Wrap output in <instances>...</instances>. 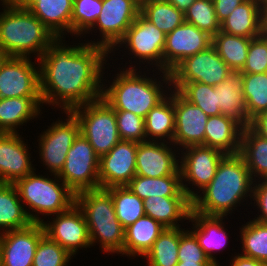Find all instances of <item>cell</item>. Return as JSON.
Listing matches in <instances>:
<instances>
[{
    "label": "cell",
    "mask_w": 267,
    "mask_h": 266,
    "mask_svg": "<svg viewBox=\"0 0 267 266\" xmlns=\"http://www.w3.org/2000/svg\"><path fill=\"white\" fill-rule=\"evenodd\" d=\"M243 245L242 256L261 262L267 261V224L252 220L240 231Z\"/></svg>",
    "instance_id": "cell-39"
},
{
    "label": "cell",
    "mask_w": 267,
    "mask_h": 266,
    "mask_svg": "<svg viewBox=\"0 0 267 266\" xmlns=\"http://www.w3.org/2000/svg\"><path fill=\"white\" fill-rule=\"evenodd\" d=\"M175 131L172 143L185 148L204 145L208 116L173 89Z\"/></svg>",
    "instance_id": "cell-19"
},
{
    "label": "cell",
    "mask_w": 267,
    "mask_h": 266,
    "mask_svg": "<svg viewBox=\"0 0 267 266\" xmlns=\"http://www.w3.org/2000/svg\"><path fill=\"white\" fill-rule=\"evenodd\" d=\"M45 235L42 223L0 233L1 266H32L40 239Z\"/></svg>",
    "instance_id": "cell-17"
},
{
    "label": "cell",
    "mask_w": 267,
    "mask_h": 266,
    "mask_svg": "<svg viewBox=\"0 0 267 266\" xmlns=\"http://www.w3.org/2000/svg\"><path fill=\"white\" fill-rule=\"evenodd\" d=\"M166 34L148 21L141 13L128 28L125 36L118 44H126L129 51L144 62H155L159 71L163 73V80L171 85L170 73L163 72V50ZM154 60V61H153ZM160 67V68H159Z\"/></svg>",
    "instance_id": "cell-11"
},
{
    "label": "cell",
    "mask_w": 267,
    "mask_h": 266,
    "mask_svg": "<svg viewBox=\"0 0 267 266\" xmlns=\"http://www.w3.org/2000/svg\"><path fill=\"white\" fill-rule=\"evenodd\" d=\"M145 214L165 228H179L177 221L189 219L192 200L189 197L151 196L143 200Z\"/></svg>",
    "instance_id": "cell-27"
},
{
    "label": "cell",
    "mask_w": 267,
    "mask_h": 266,
    "mask_svg": "<svg viewBox=\"0 0 267 266\" xmlns=\"http://www.w3.org/2000/svg\"><path fill=\"white\" fill-rule=\"evenodd\" d=\"M62 44V37L56 38L37 60L40 95L43 104H61L64 112H70L101 97L102 66L109 52L89 43Z\"/></svg>",
    "instance_id": "cell-1"
},
{
    "label": "cell",
    "mask_w": 267,
    "mask_h": 266,
    "mask_svg": "<svg viewBox=\"0 0 267 266\" xmlns=\"http://www.w3.org/2000/svg\"><path fill=\"white\" fill-rule=\"evenodd\" d=\"M231 266H264V262L242 255L234 256Z\"/></svg>",
    "instance_id": "cell-50"
},
{
    "label": "cell",
    "mask_w": 267,
    "mask_h": 266,
    "mask_svg": "<svg viewBox=\"0 0 267 266\" xmlns=\"http://www.w3.org/2000/svg\"><path fill=\"white\" fill-rule=\"evenodd\" d=\"M126 186L142 200L151 196L188 197L182 190L181 174L158 178L135 175Z\"/></svg>",
    "instance_id": "cell-31"
},
{
    "label": "cell",
    "mask_w": 267,
    "mask_h": 266,
    "mask_svg": "<svg viewBox=\"0 0 267 266\" xmlns=\"http://www.w3.org/2000/svg\"><path fill=\"white\" fill-rule=\"evenodd\" d=\"M118 133L121 140L137 143L150 141L145 135V119L129 111L115 110Z\"/></svg>",
    "instance_id": "cell-44"
},
{
    "label": "cell",
    "mask_w": 267,
    "mask_h": 266,
    "mask_svg": "<svg viewBox=\"0 0 267 266\" xmlns=\"http://www.w3.org/2000/svg\"><path fill=\"white\" fill-rule=\"evenodd\" d=\"M255 133L267 139V111L259 113L248 125Z\"/></svg>",
    "instance_id": "cell-49"
},
{
    "label": "cell",
    "mask_w": 267,
    "mask_h": 266,
    "mask_svg": "<svg viewBox=\"0 0 267 266\" xmlns=\"http://www.w3.org/2000/svg\"><path fill=\"white\" fill-rule=\"evenodd\" d=\"M0 13V44L9 57H28L37 53L39 59L56 39L52 32L29 10L13 2L2 4Z\"/></svg>",
    "instance_id": "cell-3"
},
{
    "label": "cell",
    "mask_w": 267,
    "mask_h": 266,
    "mask_svg": "<svg viewBox=\"0 0 267 266\" xmlns=\"http://www.w3.org/2000/svg\"><path fill=\"white\" fill-rule=\"evenodd\" d=\"M261 36L265 39L267 42V30H261Z\"/></svg>",
    "instance_id": "cell-57"
},
{
    "label": "cell",
    "mask_w": 267,
    "mask_h": 266,
    "mask_svg": "<svg viewBox=\"0 0 267 266\" xmlns=\"http://www.w3.org/2000/svg\"><path fill=\"white\" fill-rule=\"evenodd\" d=\"M71 254L44 235L36 248L32 266H68Z\"/></svg>",
    "instance_id": "cell-43"
},
{
    "label": "cell",
    "mask_w": 267,
    "mask_h": 266,
    "mask_svg": "<svg viewBox=\"0 0 267 266\" xmlns=\"http://www.w3.org/2000/svg\"><path fill=\"white\" fill-rule=\"evenodd\" d=\"M29 11L35 15L56 38H63L64 31L71 33L73 0H39Z\"/></svg>",
    "instance_id": "cell-30"
},
{
    "label": "cell",
    "mask_w": 267,
    "mask_h": 266,
    "mask_svg": "<svg viewBox=\"0 0 267 266\" xmlns=\"http://www.w3.org/2000/svg\"><path fill=\"white\" fill-rule=\"evenodd\" d=\"M53 222L42 225L51 240L57 242L71 255L77 253L78 248H90L91 241L88 226L81 209L74 203L68 210L56 214Z\"/></svg>",
    "instance_id": "cell-16"
},
{
    "label": "cell",
    "mask_w": 267,
    "mask_h": 266,
    "mask_svg": "<svg viewBox=\"0 0 267 266\" xmlns=\"http://www.w3.org/2000/svg\"><path fill=\"white\" fill-rule=\"evenodd\" d=\"M215 91L221 114L234 118L243 127L248 126L246 101L243 95V73L230 71L226 79L215 86Z\"/></svg>",
    "instance_id": "cell-25"
},
{
    "label": "cell",
    "mask_w": 267,
    "mask_h": 266,
    "mask_svg": "<svg viewBox=\"0 0 267 266\" xmlns=\"http://www.w3.org/2000/svg\"><path fill=\"white\" fill-rule=\"evenodd\" d=\"M28 57H8L0 65V98L41 97L39 70Z\"/></svg>",
    "instance_id": "cell-14"
},
{
    "label": "cell",
    "mask_w": 267,
    "mask_h": 266,
    "mask_svg": "<svg viewBox=\"0 0 267 266\" xmlns=\"http://www.w3.org/2000/svg\"><path fill=\"white\" fill-rule=\"evenodd\" d=\"M195 0H167V2L174 5L178 10L183 13L191 6Z\"/></svg>",
    "instance_id": "cell-51"
},
{
    "label": "cell",
    "mask_w": 267,
    "mask_h": 266,
    "mask_svg": "<svg viewBox=\"0 0 267 266\" xmlns=\"http://www.w3.org/2000/svg\"><path fill=\"white\" fill-rule=\"evenodd\" d=\"M243 126L225 115L208 117L205 127L204 146L216 148L225 154L240 152Z\"/></svg>",
    "instance_id": "cell-22"
},
{
    "label": "cell",
    "mask_w": 267,
    "mask_h": 266,
    "mask_svg": "<svg viewBox=\"0 0 267 266\" xmlns=\"http://www.w3.org/2000/svg\"><path fill=\"white\" fill-rule=\"evenodd\" d=\"M9 57V55L4 50L3 46L0 44V65Z\"/></svg>",
    "instance_id": "cell-55"
},
{
    "label": "cell",
    "mask_w": 267,
    "mask_h": 266,
    "mask_svg": "<svg viewBox=\"0 0 267 266\" xmlns=\"http://www.w3.org/2000/svg\"><path fill=\"white\" fill-rule=\"evenodd\" d=\"M59 178L52 180L32 172L18 179L16 186L20 200L32 212L45 215L59 214L75 203V193ZM62 182V183H60Z\"/></svg>",
    "instance_id": "cell-6"
},
{
    "label": "cell",
    "mask_w": 267,
    "mask_h": 266,
    "mask_svg": "<svg viewBox=\"0 0 267 266\" xmlns=\"http://www.w3.org/2000/svg\"><path fill=\"white\" fill-rule=\"evenodd\" d=\"M246 0H213L215 13L221 23L229 14Z\"/></svg>",
    "instance_id": "cell-48"
},
{
    "label": "cell",
    "mask_w": 267,
    "mask_h": 266,
    "mask_svg": "<svg viewBox=\"0 0 267 266\" xmlns=\"http://www.w3.org/2000/svg\"><path fill=\"white\" fill-rule=\"evenodd\" d=\"M176 266H217L215 263L178 262Z\"/></svg>",
    "instance_id": "cell-53"
},
{
    "label": "cell",
    "mask_w": 267,
    "mask_h": 266,
    "mask_svg": "<svg viewBox=\"0 0 267 266\" xmlns=\"http://www.w3.org/2000/svg\"><path fill=\"white\" fill-rule=\"evenodd\" d=\"M267 30V9H262V29Z\"/></svg>",
    "instance_id": "cell-54"
},
{
    "label": "cell",
    "mask_w": 267,
    "mask_h": 266,
    "mask_svg": "<svg viewBox=\"0 0 267 266\" xmlns=\"http://www.w3.org/2000/svg\"><path fill=\"white\" fill-rule=\"evenodd\" d=\"M138 143L120 140L99 161L100 188L126 186L136 175V153Z\"/></svg>",
    "instance_id": "cell-18"
},
{
    "label": "cell",
    "mask_w": 267,
    "mask_h": 266,
    "mask_svg": "<svg viewBox=\"0 0 267 266\" xmlns=\"http://www.w3.org/2000/svg\"><path fill=\"white\" fill-rule=\"evenodd\" d=\"M252 39L219 31L212 37V46L231 70L241 71L245 65Z\"/></svg>",
    "instance_id": "cell-34"
},
{
    "label": "cell",
    "mask_w": 267,
    "mask_h": 266,
    "mask_svg": "<svg viewBox=\"0 0 267 266\" xmlns=\"http://www.w3.org/2000/svg\"><path fill=\"white\" fill-rule=\"evenodd\" d=\"M68 116L65 121H57L51 125L39 139L40 158L55 179L62 171L66 156L73 145L75 138L80 133L78 120L71 112H65Z\"/></svg>",
    "instance_id": "cell-12"
},
{
    "label": "cell",
    "mask_w": 267,
    "mask_h": 266,
    "mask_svg": "<svg viewBox=\"0 0 267 266\" xmlns=\"http://www.w3.org/2000/svg\"><path fill=\"white\" fill-rule=\"evenodd\" d=\"M179 243L180 227L166 228L143 257L147 258L148 266H176Z\"/></svg>",
    "instance_id": "cell-35"
},
{
    "label": "cell",
    "mask_w": 267,
    "mask_h": 266,
    "mask_svg": "<svg viewBox=\"0 0 267 266\" xmlns=\"http://www.w3.org/2000/svg\"><path fill=\"white\" fill-rule=\"evenodd\" d=\"M230 71L232 70L211 45L208 49L182 60L170 72V84L176 91L183 84L193 82L214 87L224 81Z\"/></svg>",
    "instance_id": "cell-9"
},
{
    "label": "cell",
    "mask_w": 267,
    "mask_h": 266,
    "mask_svg": "<svg viewBox=\"0 0 267 266\" xmlns=\"http://www.w3.org/2000/svg\"><path fill=\"white\" fill-rule=\"evenodd\" d=\"M41 97L0 98V133H17L16 128L40 114Z\"/></svg>",
    "instance_id": "cell-28"
},
{
    "label": "cell",
    "mask_w": 267,
    "mask_h": 266,
    "mask_svg": "<svg viewBox=\"0 0 267 266\" xmlns=\"http://www.w3.org/2000/svg\"><path fill=\"white\" fill-rule=\"evenodd\" d=\"M102 9V0H74L71 17V33H88L94 27ZM84 32V33H83Z\"/></svg>",
    "instance_id": "cell-42"
},
{
    "label": "cell",
    "mask_w": 267,
    "mask_h": 266,
    "mask_svg": "<svg viewBox=\"0 0 267 266\" xmlns=\"http://www.w3.org/2000/svg\"><path fill=\"white\" fill-rule=\"evenodd\" d=\"M100 157L89 141L79 133L69 149L60 178L75 194L100 188Z\"/></svg>",
    "instance_id": "cell-8"
},
{
    "label": "cell",
    "mask_w": 267,
    "mask_h": 266,
    "mask_svg": "<svg viewBox=\"0 0 267 266\" xmlns=\"http://www.w3.org/2000/svg\"><path fill=\"white\" fill-rule=\"evenodd\" d=\"M107 190L112 195L117 219L124 228L146 215L143 200L127 186H114L107 188Z\"/></svg>",
    "instance_id": "cell-36"
},
{
    "label": "cell",
    "mask_w": 267,
    "mask_h": 266,
    "mask_svg": "<svg viewBox=\"0 0 267 266\" xmlns=\"http://www.w3.org/2000/svg\"><path fill=\"white\" fill-rule=\"evenodd\" d=\"M239 154L243 157L253 180H256L255 176H260L259 179L262 177L261 180L267 179L266 138L255 133L249 126L243 127Z\"/></svg>",
    "instance_id": "cell-32"
},
{
    "label": "cell",
    "mask_w": 267,
    "mask_h": 266,
    "mask_svg": "<svg viewBox=\"0 0 267 266\" xmlns=\"http://www.w3.org/2000/svg\"><path fill=\"white\" fill-rule=\"evenodd\" d=\"M172 93V94H171ZM155 107H153L145 117V135L152 137V141L158 139L163 141L168 138L173 141L175 131V111L173 103V91ZM155 139H154V138Z\"/></svg>",
    "instance_id": "cell-33"
},
{
    "label": "cell",
    "mask_w": 267,
    "mask_h": 266,
    "mask_svg": "<svg viewBox=\"0 0 267 266\" xmlns=\"http://www.w3.org/2000/svg\"><path fill=\"white\" fill-rule=\"evenodd\" d=\"M39 0H12V2L23 9L29 10Z\"/></svg>",
    "instance_id": "cell-52"
},
{
    "label": "cell",
    "mask_w": 267,
    "mask_h": 266,
    "mask_svg": "<svg viewBox=\"0 0 267 266\" xmlns=\"http://www.w3.org/2000/svg\"><path fill=\"white\" fill-rule=\"evenodd\" d=\"M262 1H263L262 9H267V0H262Z\"/></svg>",
    "instance_id": "cell-58"
},
{
    "label": "cell",
    "mask_w": 267,
    "mask_h": 266,
    "mask_svg": "<svg viewBox=\"0 0 267 266\" xmlns=\"http://www.w3.org/2000/svg\"><path fill=\"white\" fill-rule=\"evenodd\" d=\"M132 67L118 73L109 88L103 87L101 98L114 110L129 111L145 119L166 95L160 81L138 75Z\"/></svg>",
    "instance_id": "cell-5"
},
{
    "label": "cell",
    "mask_w": 267,
    "mask_h": 266,
    "mask_svg": "<svg viewBox=\"0 0 267 266\" xmlns=\"http://www.w3.org/2000/svg\"><path fill=\"white\" fill-rule=\"evenodd\" d=\"M223 219V216H207L192 209L188 219L195 223L192 224L195 225V230L190 232L195 236L206 256L217 266H220V264L211 252L221 250L227 243L226 229H223L224 225L221 222Z\"/></svg>",
    "instance_id": "cell-26"
},
{
    "label": "cell",
    "mask_w": 267,
    "mask_h": 266,
    "mask_svg": "<svg viewBox=\"0 0 267 266\" xmlns=\"http://www.w3.org/2000/svg\"><path fill=\"white\" fill-rule=\"evenodd\" d=\"M253 182L243 157L239 153L226 154L219 162L214 178L202 190L203 195L192 199V210L207 216L225 217L239 201L253 194Z\"/></svg>",
    "instance_id": "cell-2"
},
{
    "label": "cell",
    "mask_w": 267,
    "mask_h": 266,
    "mask_svg": "<svg viewBox=\"0 0 267 266\" xmlns=\"http://www.w3.org/2000/svg\"><path fill=\"white\" fill-rule=\"evenodd\" d=\"M262 0H246L220 23V31L247 38L261 36Z\"/></svg>",
    "instance_id": "cell-23"
},
{
    "label": "cell",
    "mask_w": 267,
    "mask_h": 266,
    "mask_svg": "<svg viewBox=\"0 0 267 266\" xmlns=\"http://www.w3.org/2000/svg\"><path fill=\"white\" fill-rule=\"evenodd\" d=\"M178 262L213 263L200 247L197 239L190 231L180 228Z\"/></svg>",
    "instance_id": "cell-46"
},
{
    "label": "cell",
    "mask_w": 267,
    "mask_h": 266,
    "mask_svg": "<svg viewBox=\"0 0 267 266\" xmlns=\"http://www.w3.org/2000/svg\"><path fill=\"white\" fill-rule=\"evenodd\" d=\"M186 152L181 157L179 169L181 172L182 190L192 200L198 193H195L184 185L186 180L192 185L203 190L214 178L219 162L226 155L224 152L204 145L185 147ZM184 180V181H183Z\"/></svg>",
    "instance_id": "cell-13"
},
{
    "label": "cell",
    "mask_w": 267,
    "mask_h": 266,
    "mask_svg": "<svg viewBox=\"0 0 267 266\" xmlns=\"http://www.w3.org/2000/svg\"><path fill=\"white\" fill-rule=\"evenodd\" d=\"M177 92L188 102L204 111L208 117L221 114L220 108L217 105L218 99L215 86L199 82L185 83Z\"/></svg>",
    "instance_id": "cell-40"
},
{
    "label": "cell",
    "mask_w": 267,
    "mask_h": 266,
    "mask_svg": "<svg viewBox=\"0 0 267 266\" xmlns=\"http://www.w3.org/2000/svg\"><path fill=\"white\" fill-rule=\"evenodd\" d=\"M75 203L85 217L91 245L98 240L103 251L123 255L125 228L117 219L111 193L104 188L81 191Z\"/></svg>",
    "instance_id": "cell-4"
},
{
    "label": "cell",
    "mask_w": 267,
    "mask_h": 266,
    "mask_svg": "<svg viewBox=\"0 0 267 266\" xmlns=\"http://www.w3.org/2000/svg\"><path fill=\"white\" fill-rule=\"evenodd\" d=\"M140 13L165 34L180 26L184 13L169 2L139 3Z\"/></svg>",
    "instance_id": "cell-38"
},
{
    "label": "cell",
    "mask_w": 267,
    "mask_h": 266,
    "mask_svg": "<svg viewBox=\"0 0 267 266\" xmlns=\"http://www.w3.org/2000/svg\"><path fill=\"white\" fill-rule=\"evenodd\" d=\"M211 45L212 36L184 21L166 34L163 72L170 73L182 60L208 49Z\"/></svg>",
    "instance_id": "cell-15"
},
{
    "label": "cell",
    "mask_w": 267,
    "mask_h": 266,
    "mask_svg": "<svg viewBox=\"0 0 267 266\" xmlns=\"http://www.w3.org/2000/svg\"><path fill=\"white\" fill-rule=\"evenodd\" d=\"M242 73L267 72V42L262 36L253 38L248 47V55Z\"/></svg>",
    "instance_id": "cell-45"
},
{
    "label": "cell",
    "mask_w": 267,
    "mask_h": 266,
    "mask_svg": "<svg viewBox=\"0 0 267 266\" xmlns=\"http://www.w3.org/2000/svg\"><path fill=\"white\" fill-rule=\"evenodd\" d=\"M27 148L18 132L0 133V183H15L34 172Z\"/></svg>",
    "instance_id": "cell-21"
},
{
    "label": "cell",
    "mask_w": 267,
    "mask_h": 266,
    "mask_svg": "<svg viewBox=\"0 0 267 266\" xmlns=\"http://www.w3.org/2000/svg\"><path fill=\"white\" fill-rule=\"evenodd\" d=\"M3 4L12 2V0H1Z\"/></svg>",
    "instance_id": "cell-59"
},
{
    "label": "cell",
    "mask_w": 267,
    "mask_h": 266,
    "mask_svg": "<svg viewBox=\"0 0 267 266\" xmlns=\"http://www.w3.org/2000/svg\"><path fill=\"white\" fill-rule=\"evenodd\" d=\"M18 190L14 183H0V231H11L29 226L31 223H42L37 214H31L23 207Z\"/></svg>",
    "instance_id": "cell-24"
},
{
    "label": "cell",
    "mask_w": 267,
    "mask_h": 266,
    "mask_svg": "<svg viewBox=\"0 0 267 266\" xmlns=\"http://www.w3.org/2000/svg\"><path fill=\"white\" fill-rule=\"evenodd\" d=\"M70 112L79 122L80 133L99 157L108 153L121 140L115 110L103 98L78 106Z\"/></svg>",
    "instance_id": "cell-7"
},
{
    "label": "cell",
    "mask_w": 267,
    "mask_h": 266,
    "mask_svg": "<svg viewBox=\"0 0 267 266\" xmlns=\"http://www.w3.org/2000/svg\"><path fill=\"white\" fill-rule=\"evenodd\" d=\"M166 228L150 216L144 215L125 228L123 255L144 256Z\"/></svg>",
    "instance_id": "cell-29"
},
{
    "label": "cell",
    "mask_w": 267,
    "mask_h": 266,
    "mask_svg": "<svg viewBox=\"0 0 267 266\" xmlns=\"http://www.w3.org/2000/svg\"><path fill=\"white\" fill-rule=\"evenodd\" d=\"M255 185L253 187V194L250 197L255 200L261 214L253 220L267 224V179H263L261 183H256Z\"/></svg>",
    "instance_id": "cell-47"
},
{
    "label": "cell",
    "mask_w": 267,
    "mask_h": 266,
    "mask_svg": "<svg viewBox=\"0 0 267 266\" xmlns=\"http://www.w3.org/2000/svg\"><path fill=\"white\" fill-rule=\"evenodd\" d=\"M164 142L144 141L138 143L136 153V175L158 178L181 174L178 159L172 146ZM169 145V146H167Z\"/></svg>",
    "instance_id": "cell-20"
},
{
    "label": "cell",
    "mask_w": 267,
    "mask_h": 266,
    "mask_svg": "<svg viewBox=\"0 0 267 266\" xmlns=\"http://www.w3.org/2000/svg\"><path fill=\"white\" fill-rule=\"evenodd\" d=\"M243 95L249 124L259 113L267 111V72L243 73Z\"/></svg>",
    "instance_id": "cell-37"
},
{
    "label": "cell",
    "mask_w": 267,
    "mask_h": 266,
    "mask_svg": "<svg viewBox=\"0 0 267 266\" xmlns=\"http://www.w3.org/2000/svg\"><path fill=\"white\" fill-rule=\"evenodd\" d=\"M184 20L212 37L220 31L213 0H195L184 12Z\"/></svg>",
    "instance_id": "cell-41"
},
{
    "label": "cell",
    "mask_w": 267,
    "mask_h": 266,
    "mask_svg": "<svg viewBox=\"0 0 267 266\" xmlns=\"http://www.w3.org/2000/svg\"><path fill=\"white\" fill-rule=\"evenodd\" d=\"M167 2V0H139V3Z\"/></svg>",
    "instance_id": "cell-56"
},
{
    "label": "cell",
    "mask_w": 267,
    "mask_h": 266,
    "mask_svg": "<svg viewBox=\"0 0 267 266\" xmlns=\"http://www.w3.org/2000/svg\"><path fill=\"white\" fill-rule=\"evenodd\" d=\"M140 13L139 0H102L100 15L91 29L97 28L102 35L99 42H89L105 48L109 54L125 36L128 28Z\"/></svg>",
    "instance_id": "cell-10"
}]
</instances>
